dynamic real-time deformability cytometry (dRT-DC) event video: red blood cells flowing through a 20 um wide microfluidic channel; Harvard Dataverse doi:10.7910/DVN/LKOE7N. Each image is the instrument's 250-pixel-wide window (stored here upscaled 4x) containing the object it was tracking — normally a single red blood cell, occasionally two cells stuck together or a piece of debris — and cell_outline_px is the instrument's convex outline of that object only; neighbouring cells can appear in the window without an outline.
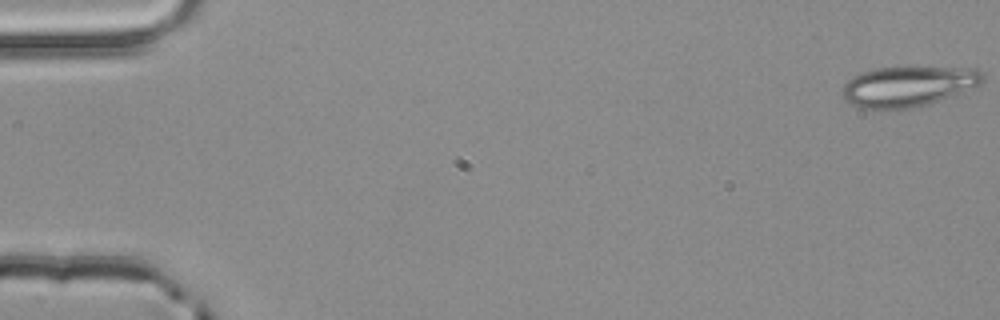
{"species": "common noctule bat (a hibernating species)", "species_latin": "Nyctalus noctula", "temperature_condition": "room temperature", "stored_images_in_passage": 51, "camera_frame_rate_fps": 3000, "um_per_image_px": 0.085, "animal": {"sex": "male", "body_mass_g": 20.4}, "frame": {"image": 1, "passage_image": 1, "time_ms": 0.0, "image_size_px": [1000, 320], "cell_outline_px": [[984, 80], [980, 84], [952, 96], [912, 108], [860, 108], [852, 104], [844, 96], [844, 84], [852, 76], [876, 68], [916, 64], [980, 68], [984, 72]], "centroid_in_image_um": [77.3, 7.25], "position_along_channel_um": 7.7, "area_um2": 33.81}}
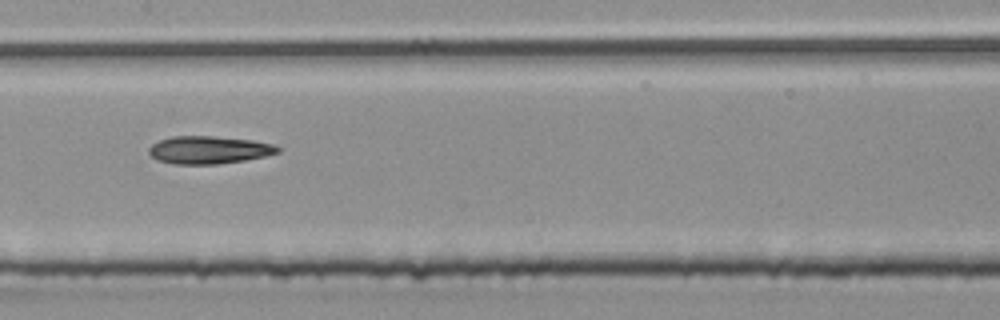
{"frame": {"image": 2, "passage_image": 27, "time_ms": 8.667, "image_size_px": [1000, 320], "cell_outline_px": [[280, 152], [264, 156], [244, 160], [216, 164], [172, 164], [156, 160], [148, 152], [148, 148], [152, 144], [160, 140], [172, 136], [212, 136], [252, 140], [272, 144], [280, 148]], "centroid_in_image_um": [17.72, 12.74], "position_along_channel_um": 189.7, "area_um2": 20.75}}
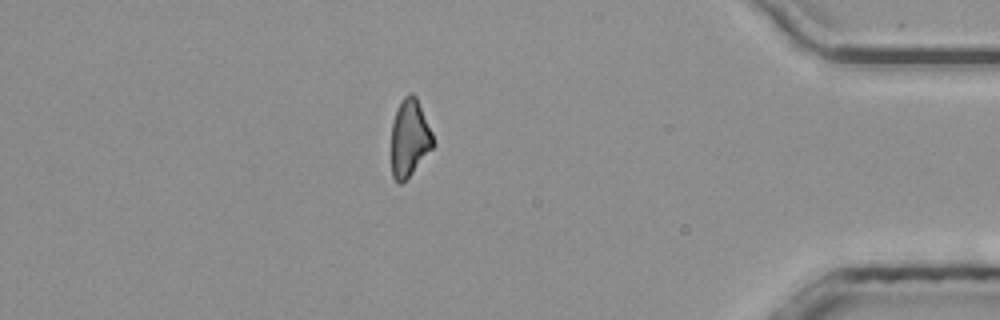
{"frame": {"image": 3, "passage_image": 46, "time_ms": 15.0, "image_size_px": [1000, 320], "cell_outline_px": [[432, 148], [412, 172], [400, 184], [396, 184], [392, 176], [392, 124], [396, 108], [400, 100], [404, 96], [412, 92], [416, 96], [432, 132]], "centroid_in_image_um": [34.78, 11.7], "position_along_channel_um": 400.4, "area_um2": 18.55}, "authors_computed_cell_mechanics": {"area_um2": 20.7502, "velocity_mm_per_s": 3.9699, "shape_relaxation_time_tau1_ms": 10.466, "shape_relaxation_time_tau2_ms": null, "deformation_change_tau1": 0.225, "deformation_change_tau2": null}}